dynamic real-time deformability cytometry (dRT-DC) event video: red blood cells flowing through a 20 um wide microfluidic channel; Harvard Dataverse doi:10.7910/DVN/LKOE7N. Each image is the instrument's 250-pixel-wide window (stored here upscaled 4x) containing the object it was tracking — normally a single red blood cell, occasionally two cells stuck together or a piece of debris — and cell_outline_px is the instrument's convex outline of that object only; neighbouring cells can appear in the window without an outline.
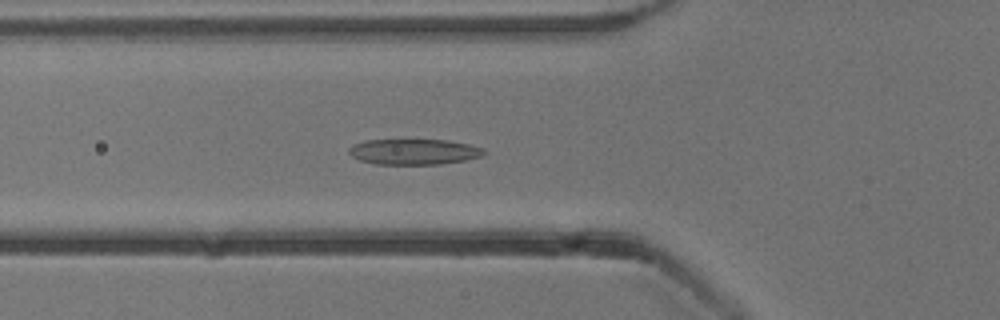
{"species": "common noctule bat (a hibernating species)", "species_latin": "Nyctalus noctula", "temperature_condition": "cold", "stored_images_in_passage": 28, "camera_frame_rate_fps": 3000, "um_per_image_px": 0.085, "animal": {"sex": "male", "body_mass_g": 13.3}, "frame": {"image": 1, "passage_image": 9, "time_ms": 2.667, "image_size_px": [1000, 320], "cell_outline_px": [[488, 152], [484, 156], [464, 160], [440, 164], [376, 164], [360, 160], [352, 156], [348, 152], [348, 148], [352, 144], [364, 140], [448, 140], [468, 144], [484, 148]], "centroid_in_image_um": [35.2, 12.89], "position_along_channel_um": 90.6, "area_um2": 20.29}}
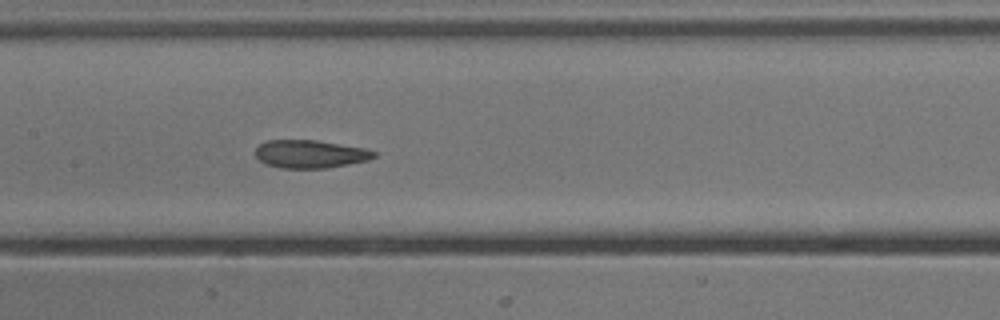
{"frame": {"image": 2, "passage_image": 16, "time_ms": 5.0, "image_size_px": [1000, 320], "cell_outline_px": [[376, 156], [368, 160], [348, 164], [324, 168], [280, 168], [264, 164], [256, 156], [256, 148], [260, 144], [268, 140], [316, 140], [364, 148], [376, 152]], "centroid_in_image_um": [26.35, 13.09], "position_along_channel_um": 181.1, "area_um2": 19.25}}
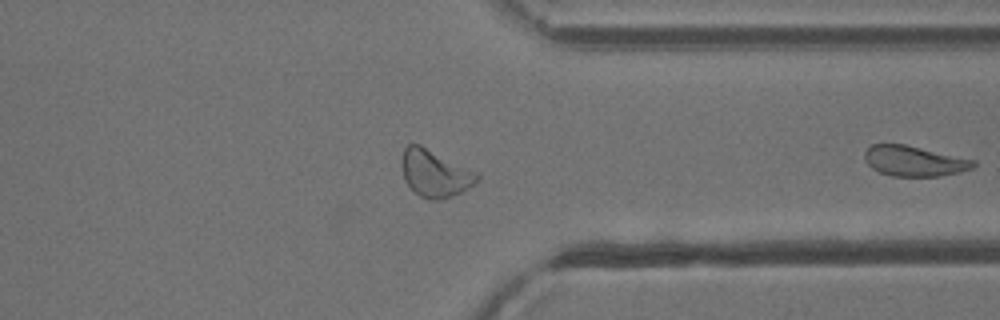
{"frame": {"image": 3, "passage_image": 28, "time_ms": 9.0, "image_size_px": [1000, 320], "cell_outline_px": [[976, 164], [972, 168], [960, 172], [940, 176], [892, 176], [880, 172], [872, 168], [864, 160], [864, 152], [872, 144], [904, 144], [976, 160]], "centroid_in_image_um": [77.7, 13.69], "position_along_channel_um": 333.7, "area_um2": 19.19}}